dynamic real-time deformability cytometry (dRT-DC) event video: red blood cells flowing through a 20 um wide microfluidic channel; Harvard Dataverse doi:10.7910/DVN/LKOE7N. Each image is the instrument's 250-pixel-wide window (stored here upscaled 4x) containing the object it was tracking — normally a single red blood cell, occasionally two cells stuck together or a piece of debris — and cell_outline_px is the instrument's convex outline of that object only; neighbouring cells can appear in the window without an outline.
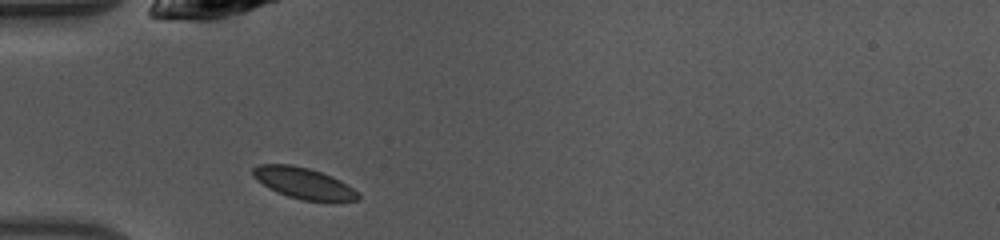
{"species": "common noctule bat (a hibernating species)", "species_latin": "Nyctalus noctula", "temperature_condition": "warm", "stored_images_in_passage": 34, "camera_frame_rate_fps": 3000, "um_per_image_px": 0.085, "animal": {"sex": "female", "body_mass_g": 10.0, "forearm_length_mm": 53.1}, "frame": {"image": 1, "passage_image": 1, "time_ms": 0.0, "image_size_px": [1000, 240], "cell_outline_px": [[360, 200], [304, 200], [288, 196], [268, 188], [256, 180], [252, 176], [252, 168], [260, 164], [292, 164], [308, 168], [332, 176], [340, 180], [352, 188], [360, 196]], "centroid_in_image_um": [25.74, 15.54], "position_along_channel_um": 59.3, "area_um2": 18.79}}
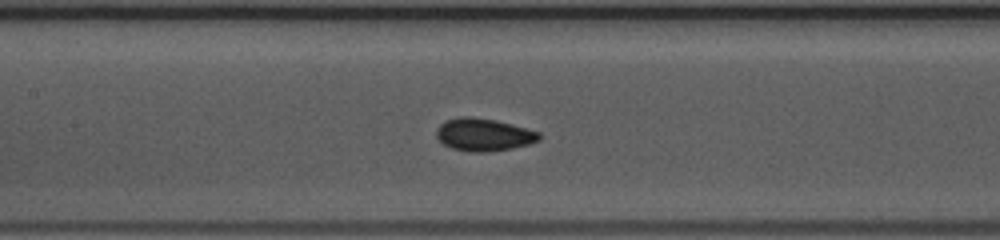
{"frame": {"image": 2, "passage_image": 9, "time_ms": 2.667, "image_size_px": [1000, 240], "cell_outline_px": [[540, 140], [528, 144], [512, 148], [488, 152], [472, 152], [452, 148], [444, 144], [436, 136], [436, 128], [444, 120], [460, 116], [472, 116], [496, 120], [540, 132]], "centroid_in_image_um": [41.09, 11.43], "position_along_channel_um": 166.3, "area_um2": 19.59}}
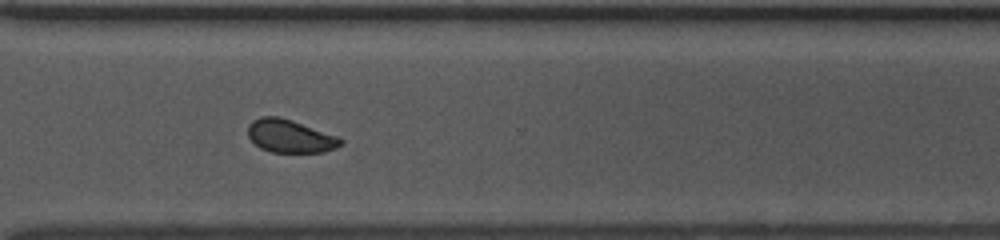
{"frame": {"image": 3, "passage_image": 22, "time_ms": 7.0, "image_size_px": [1000, 240], "cell_outline_px": [[344, 144], [336, 148], [324, 152], [272, 152], [260, 148], [248, 136], [248, 124], [252, 120], [260, 116], [280, 116], [292, 120], [336, 136], [344, 140]], "centroid_in_image_um": [24.65, 11.57], "position_along_channel_um": 346.0, "area_um2": 17.86}, "authors_computed_cell_mechanics": {"area_um2": 18.3515, "velocity_mm_per_s": 4.1554, "shape_relaxation_time_tau1_ms": 3.0195, "shape_relaxation_time_tau2_ms": 1.1706, "deformation_change_tau1": 0.0855, "deformation_change_tau2": 0.0384}}